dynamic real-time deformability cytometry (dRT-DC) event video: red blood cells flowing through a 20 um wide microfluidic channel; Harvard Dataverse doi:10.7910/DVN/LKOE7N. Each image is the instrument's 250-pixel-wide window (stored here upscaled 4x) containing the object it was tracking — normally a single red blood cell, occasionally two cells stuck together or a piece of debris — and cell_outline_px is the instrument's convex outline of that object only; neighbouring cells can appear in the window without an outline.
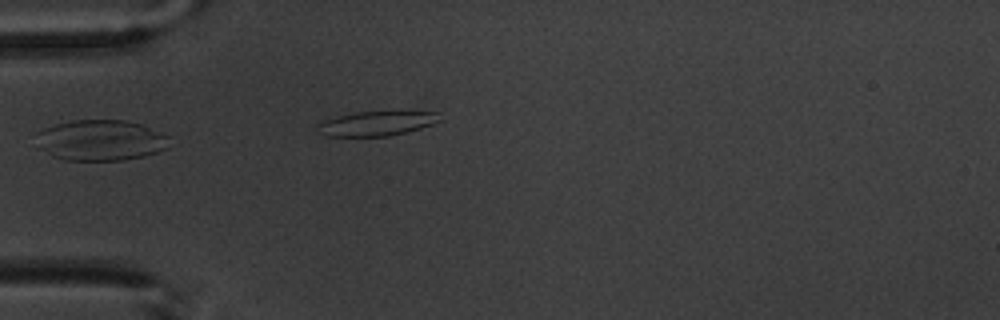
{"species": "common noctule bat (a hibernating species)", "species_latin": "Nyctalus noctula", "temperature_condition": "warm", "stored_images_in_passage": 6, "segment_of_instrument_passage": [1, 2], "camera_frame_rate_fps": 3000, "um_per_image_px": 0.085, "animal": {"sex": "male", "body_mass_g": 20.1, "forearm_length_mm": 53.5}, "frame": {"image": 1, "passage_image": 5, "time_ms": 4.667, "image_size_px": [1000, 320], "cell_outline_px": [[168, 136], [164, 148], [156, 152], [144, 156], [124, 160], [64, 160], [52, 156], [36, 148], [36, 132], [44, 128], [56, 124], [72, 120], [128, 120], [144, 124]], "centroid_in_image_um": [8.47, 11.91], "position_along_channel_um": 76.5, "area_um2": 31.85}}